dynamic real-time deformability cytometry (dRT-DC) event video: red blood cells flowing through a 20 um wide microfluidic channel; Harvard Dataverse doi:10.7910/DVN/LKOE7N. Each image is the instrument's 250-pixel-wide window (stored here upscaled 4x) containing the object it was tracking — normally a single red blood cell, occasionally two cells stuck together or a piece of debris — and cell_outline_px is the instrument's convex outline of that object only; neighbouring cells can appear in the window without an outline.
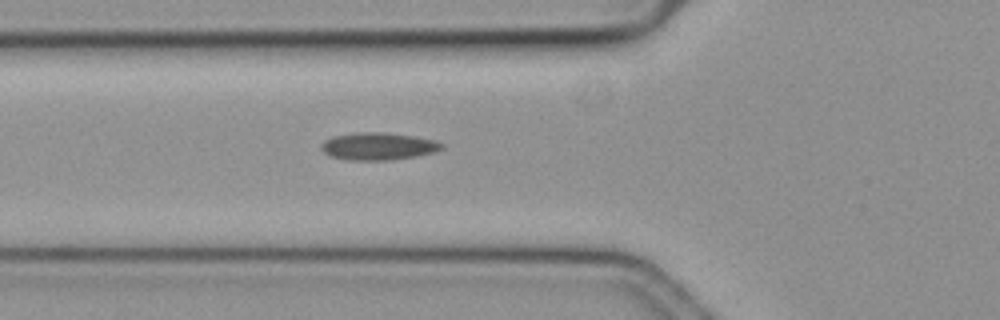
{"species": "common noctule bat (a hibernating species)", "species_latin": "Nyctalus noctula", "temperature_condition": "cold", "stored_images_in_passage": 42, "camera_frame_rate_fps": 3000, "um_per_image_px": 0.085, "animal": {"sex": "female", "body_mass_g": 19.3, "forearm_length_mm": 54.1}, "frame": {"image": 1, "passage_image": 8, "time_ms": 2.333, "image_size_px": [1000, 320], "cell_outline_px": [[444, 148], [436, 152], [416, 156], [392, 160], [348, 160], [332, 156], [324, 152], [320, 148], [320, 144], [324, 140], [332, 136], [360, 132], [384, 132], [412, 136], [432, 140], [444, 144]], "centroid_in_image_um": [32.14, 12.43], "position_along_channel_um": 93.7, "area_um2": 19.25}}
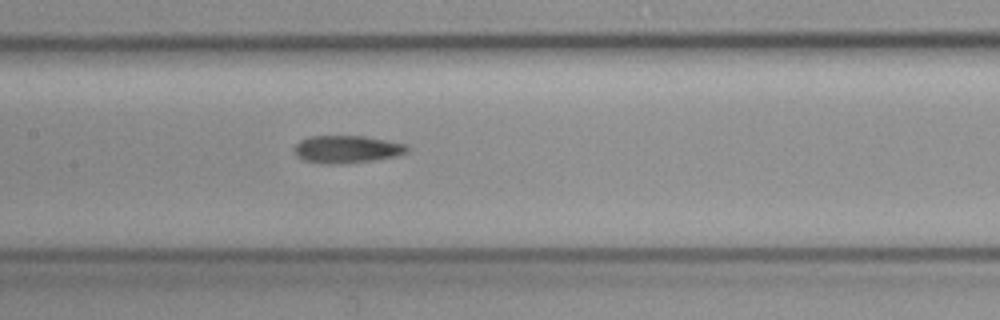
{"frame": {"image": 2, "passage_image": 15, "time_ms": 4.667, "image_size_px": [1000, 320], "cell_outline_px": [[408, 152], [396, 156], [372, 160], [340, 164], [320, 164], [304, 160], [296, 156], [296, 144], [300, 140], [312, 136], [364, 136], [404, 144], [408, 148]], "centroid_in_image_um": [29.46, 12.69], "position_along_channel_um": 177.9, "area_um2": 17.92}}
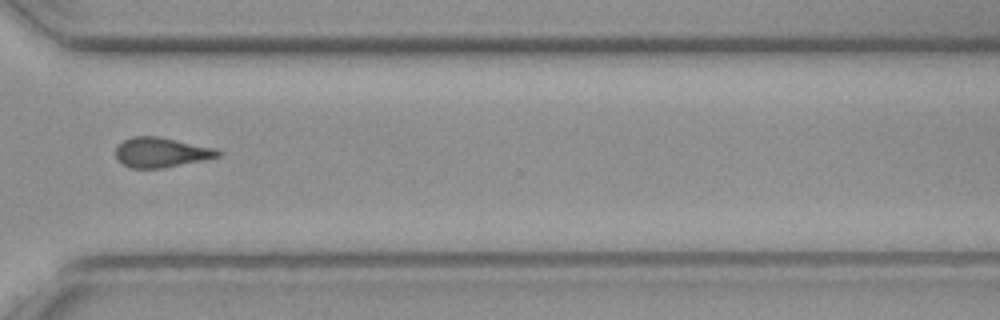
{"frame": {"image": 3, "passage_image": 30, "time_ms": 9.667, "image_size_px": [1000, 320], "cell_outline_px": [[224, 152], [220, 156], [164, 168], [132, 168], [124, 164], [116, 156], [116, 148], [124, 140], [132, 136], [160, 136], [216, 148]], "centroid_in_image_um": [13.74, 12.94], "position_along_channel_um": 356.9, "area_um2": 17.74}}